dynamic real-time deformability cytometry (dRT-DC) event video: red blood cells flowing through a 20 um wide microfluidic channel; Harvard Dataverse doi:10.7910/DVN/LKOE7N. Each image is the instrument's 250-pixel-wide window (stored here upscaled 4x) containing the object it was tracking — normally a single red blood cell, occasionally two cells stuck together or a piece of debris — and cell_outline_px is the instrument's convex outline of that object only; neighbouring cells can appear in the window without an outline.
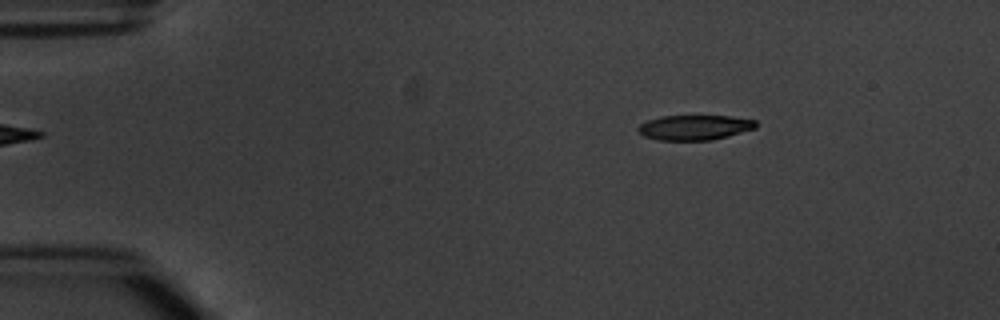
{"species": "common noctule bat (a hibernating species)", "species_latin": "Nyctalus noctula", "temperature_condition": "warm", "stored_images_in_passage": 3, "camera_frame_rate_fps": 3000, "um_per_image_px": 0.085, "animal": {"sex": "male", "body_mass_g": 20.1, "forearm_length_mm": 53.5}, "frame": {"image": 1, "passage_image": 1, "time_ms": 0.0, "image_size_px": [1000, 320], "cell_outline_px": [[756, 128], [728, 136], [712, 140], [660, 140], [644, 136], [636, 128], [640, 124], [648, 120], [660, 116], [732, 116], [756, 120]], "centroid_in_image_um": [59.05, 10.83], "position_along_channel_um": 26.0, "area_um2": 17.11}}